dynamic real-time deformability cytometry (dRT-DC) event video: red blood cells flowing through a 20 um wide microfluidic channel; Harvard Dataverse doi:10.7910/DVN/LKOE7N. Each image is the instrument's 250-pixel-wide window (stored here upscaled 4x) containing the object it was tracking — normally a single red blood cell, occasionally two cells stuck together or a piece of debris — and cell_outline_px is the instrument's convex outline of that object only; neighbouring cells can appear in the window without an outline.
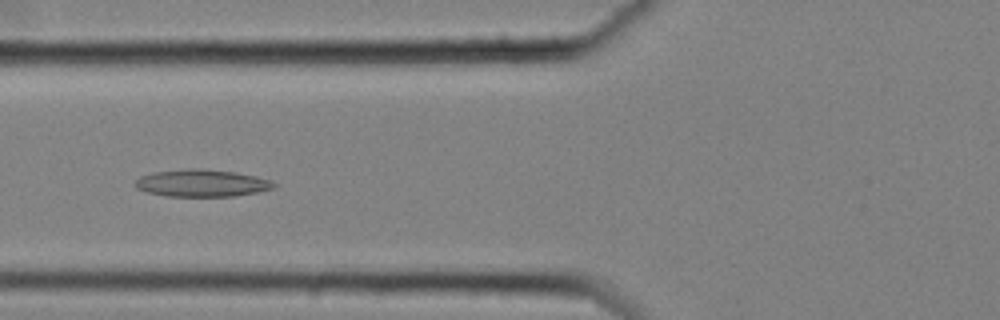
{"species": "common noctule bat (a hibernating species)", "species_latin": "Nyctalus noctula", "temperature_condition": "cold", "stored_images_in_passage": 49, "camera_frame_rate_fps": 3000, "um_per_image_px": 0.085, "animal": {"sex": "female", "body_mass_g": 25.1}, "frame": {"image": 1, "passage_image": 14, "time_ms": 4.333, "image_size_px": [1000, 320], "cell_outline_px": [[276, 184], [272, 188], [260, 192], [236, 196], [164, 196], [148, 192], [136, 188], [132, 184], [140, 176], [152, 172], [188, 168], [200, 168], [236, 172], [256, 176], [268, 180]], "centroid_in_image_um": [17.11, 15.56], "position_along_channel_um": 108.7, "area_um2": 22.14}}
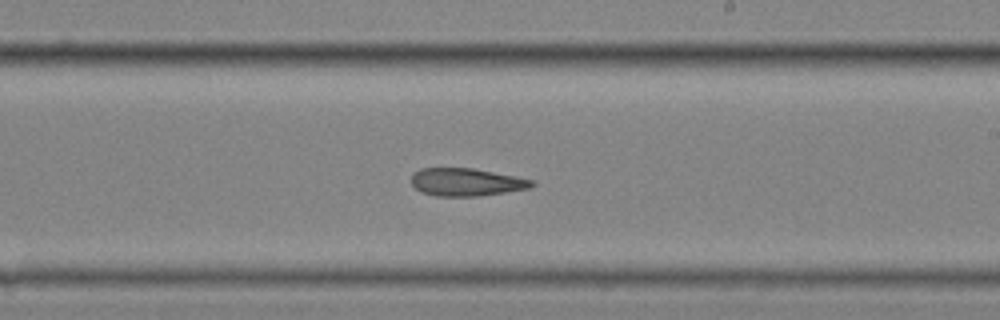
{"frame": {"image": 2, "passage_image": 26, "time_ms": 8.333, "image_size_px": [1000, 320], "cell_outline_px": [[536, 184], [528, 188], [504, 192], [476, 196], [436, 196], [420, 192], [412, 184], [412, 176], [420, 168], [472, 168], [516, 176], [536, 180]], "centroid_in_image_um": [39.65, 15.47], "position_along_channel_um": 249.3, "area_um2": 19.42}}
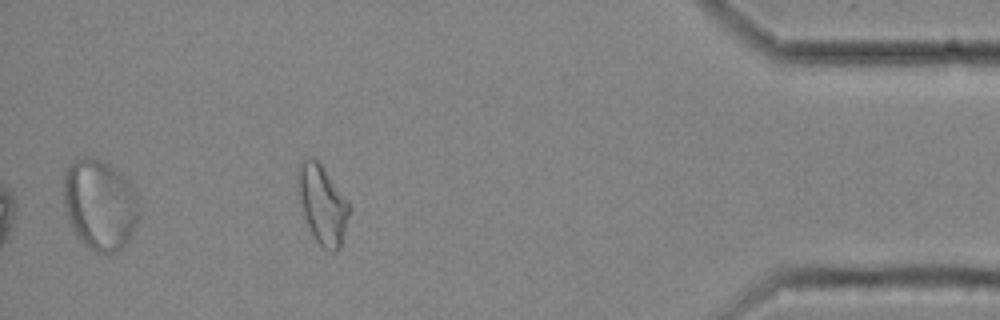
{"frame": {"image": 3, "passage_image": 43, "time_ms": 14.0, "image_size_px": [1000, 320], "cell_outline_px": [[352, 208], [340, 248], [336, 252], [332, 252], [324, 248], [316, 240], [308, 224], [300, 200], [300, 160], [316, 160], [320, 164], [348, 200]], "centroid_in_image_um": [27.5, 17.46], "position_along_channel_um": 407.7, "area_um2": 22.6}, "authors_computed_cell_mechanics": {"area_um2": 21.386, "velocity_mm_per_s": 3.5199, "shape_relaxation_time_tau1_ms": null, "shape_relaxation_time_tau2_ms": 6.0557, "deformation_change_tau1": null, "deformation_change_tau2": 0.1706}}